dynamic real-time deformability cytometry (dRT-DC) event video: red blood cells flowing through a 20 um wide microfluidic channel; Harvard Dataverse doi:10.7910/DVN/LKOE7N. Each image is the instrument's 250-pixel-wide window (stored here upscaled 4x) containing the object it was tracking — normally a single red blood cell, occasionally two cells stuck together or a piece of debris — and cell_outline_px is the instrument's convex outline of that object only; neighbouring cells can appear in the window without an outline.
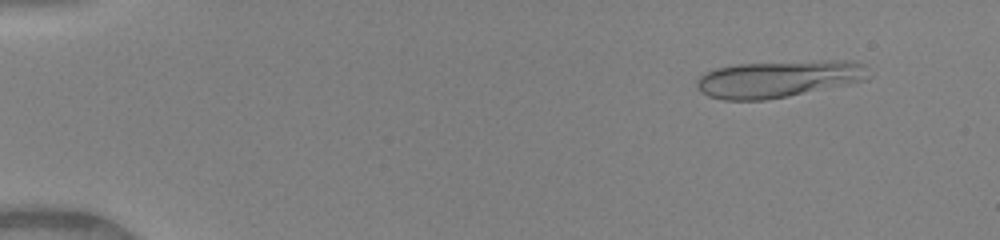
{"species": "human", "species_latin": "Homo sapiens", "temperature_condition": "warm", "stored_images_in_passage": 44, "camera_frame_rate_fps": 3000, "um_per_image_px": 0.085, "donor": {"sex": "female"}, "frame": {"image": 1, "passage_image": 4, "time_ms": 1.0, "image_size_px": [1000, 240], "cell_outline_px": [[872, 76], [868, 80], [788, 96], [764, 100], [724, 100], [708, 96], [696, 84], [696, 80], [704, 72], [716, 68], [736, 64], [820, 60], [856, 60], [864, 64], [868, 68]], "centroid_in_image_um": [66.26, 6.69], "position_along_channel_um": 18.7, "area_um2": 37.34}}
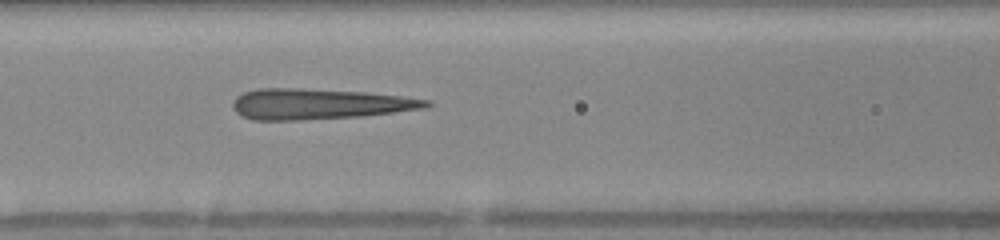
{"frame": {"image": 2, "passage_image": 21, "time_ms": 6.667, "image_size_px": [1000, 240], "cell_outline_px": [[432, 104], [428, 108], [360, 116], [300, 120], [252, 120], [236, 112], [232, 108], [232, 100], [236, 96], [244, 92], [260, 88], [296, 88], [368, 92], [400, 96], [428, 100]], "centroid_in_image_um": [27.1, 8.84], "position_along_channel_um": 139.5, "area_um2": 34.56}}
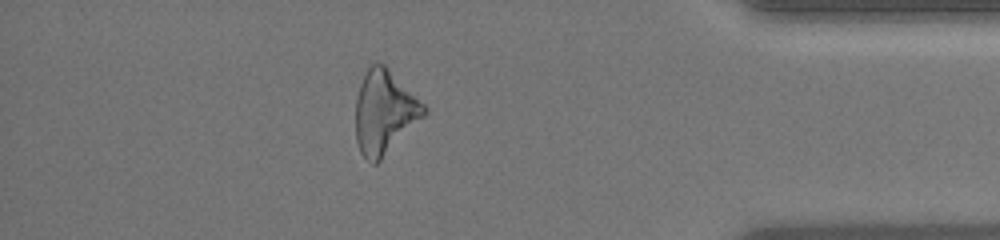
{"frame": {"image": 3, "passage_image": 40, "time_ms": 13.0, "image_size_px": [1000, 240], "cell_outline_px": [[428, 112], [376, 164], [372, 164], [360, 152], [356, 140], [356, 100], [360, 84], [368, 68], [372, 64], [384, 64], [428, 108]], "centroid_in_image_um": [32.67, 9.55], "position_along_channel_um": 402.5, "area_um2": 32.66}, "authors_computed_cell_mechanics": {"area_um2": 34.4777, "velocity_mm_per_s": 4.1852, "shape_relaxation_time_tau1_ms": null, "shape_relaxation_time_tau2_ms": 2.6537, "deformation_change_tau1": null, "deformation_change_tau2": 0.1796}}